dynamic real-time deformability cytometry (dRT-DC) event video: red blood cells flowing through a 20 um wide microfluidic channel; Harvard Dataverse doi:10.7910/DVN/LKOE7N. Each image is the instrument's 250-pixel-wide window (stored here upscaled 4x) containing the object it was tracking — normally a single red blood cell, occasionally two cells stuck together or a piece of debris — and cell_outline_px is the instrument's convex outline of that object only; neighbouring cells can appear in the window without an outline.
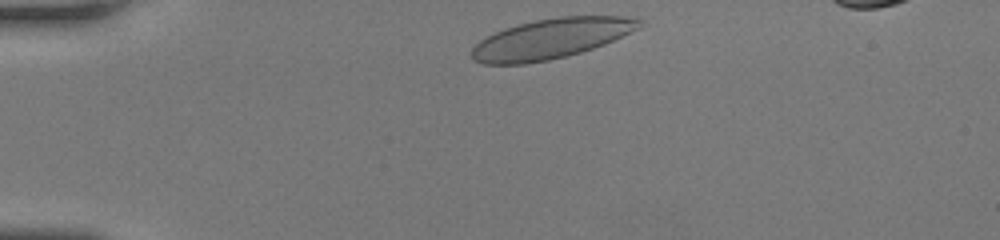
{"species": "human", "species_latin": "Homo sapiens", "temperature_condition": "room temperature", "stored_images_in_passage": 31, "camera_frame_rate_fps": 3000, "um_per_image_px": 0.085, "donor": {"sex": "female"}, "frame": {"image": 1, "passage_image": 1, "time_ms": 0.0, "image_size_px": [1000, 240], "cell_outline_px": [[640, 28], [604, 44], [580, 52], [548, 60], [524, 64], [480, 64], [472, 60], [472, 48], [480, 40], [504, 28], [536, 20], [560, 16], [624, 16], [640, 20]], "centroid_in_image_um": [46.8, 3.29], "position_along_channel_um": 38.2, "area_um2": 38.73}}
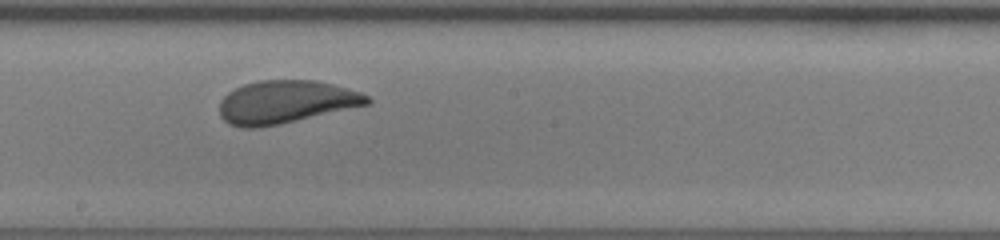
{"frame": {"image": 2, "passage_image": 18, "time_ms": 5.667, "image_size_px": [1000, 240], "cell_outline_px": [[372, 104], [280, 124], [256, 128], [240, 128], [228, 124], [220, 116], [220, 100], [228, 92], [244, 84], [260, 80], [316, 80], [332, 84], [360, 92], [368, 96], [372, 100]], "centroid_in_image_um": [24.29, 8.68], "position_along_channel_um": 223.9, "area_um2": 37.17}}
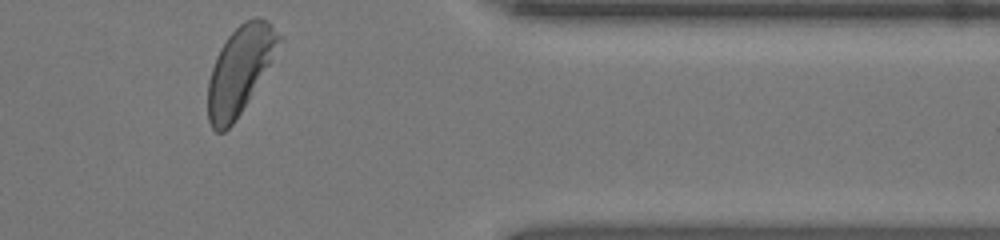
{"frame": {"image": 3, "passage_image": 31, "time_ms": 10.0, "image_size_px": [1000, 240], "cell_outline_px": [[280, 40], [272, 60], [248, 100], [232, 124], [224, 132], [216, 132], [212, 128], [208, 120], [208, 80], [216, 56], [220, 48], [228, 36], [244, 20], [256, 16], [260, 16], [268, 20], [280, 36]], "centroid_in_image_um": [20.36, 5.93], "position_along_channel_um": 391.0, "area_um2": 35.49}, "authors_computed_cell_mechanics": {"area_um2": 37.1076, "velocity_mm_per_s": 4.2128, "shape_relaxation_time_tau1_ms": 3.9743, "shape_relaxation_time_tau2_ms": null, "deformation_change_tau1": 0.1345, "deformation_change_tau2": null}}